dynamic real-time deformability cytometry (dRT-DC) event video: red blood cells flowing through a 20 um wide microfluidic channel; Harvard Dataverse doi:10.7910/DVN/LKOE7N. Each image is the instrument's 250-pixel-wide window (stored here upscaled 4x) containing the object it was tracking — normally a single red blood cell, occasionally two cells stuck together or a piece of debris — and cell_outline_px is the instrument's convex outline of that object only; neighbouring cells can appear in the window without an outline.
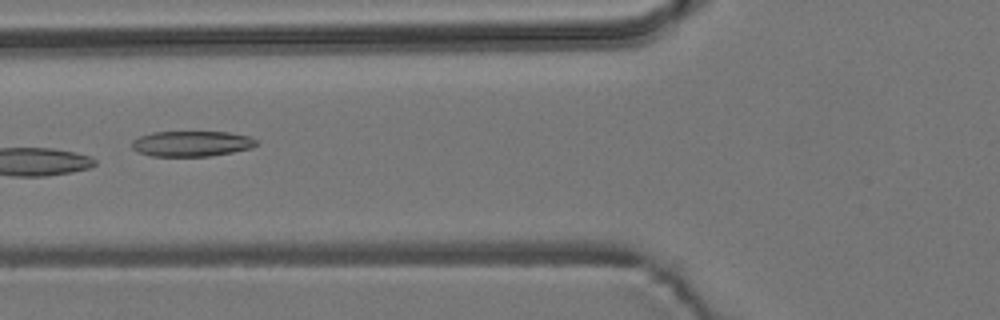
{"species": "common noctule bat (a hibernating species)", "species_latin": "Nyctalus noctula", "temperature_condition": "room temperature", "stored_images_in_passage": 8, "camera_frame_rate_fps": 3000, "um_per_image_px": 0.085, "animal": {"sex": "male", "body_mass_g": 19.2, "forearm_length_mm": 51.8}, "frame": {"image": 1, "passage_image": 5, "time_ms": 4.667, "image_size_px": [1000, 320], "cell_outline_px": [[260, 144], [252, 148], [232, 152], [208, 156], [152, 156], [136, 152], [132, 148], [132, 140], [140, 136], [152, 132], [228, 132], [248, 136], [260, 140]], "centroid_in_image_um": [16.32, 12.21], "position_along_channel_um": 109.5, "area_um2": 18.67}}
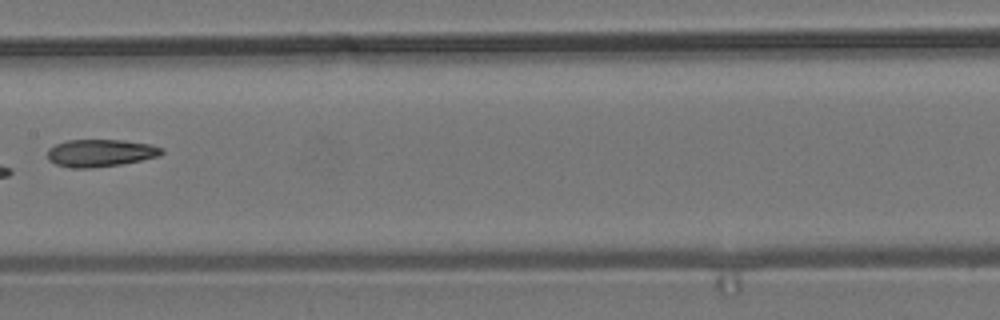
{"frame": {"image": 2, "passage_image": 7, "time_ms": 7.0, "image_size_px": [1000, 320], "cell_outline_px": [[164, 152], [160, 156], [120, 164], [88, 168], [72, 168], [56, 164], [48, 160], [48, 148], [56, 144], [68, 140], [124, 140], [148, 144], [164, 148]], "centroid_in_image_um": [8.53, 13.0], "position_along_channel_um": 198.9, "area_um2": 18.15}}
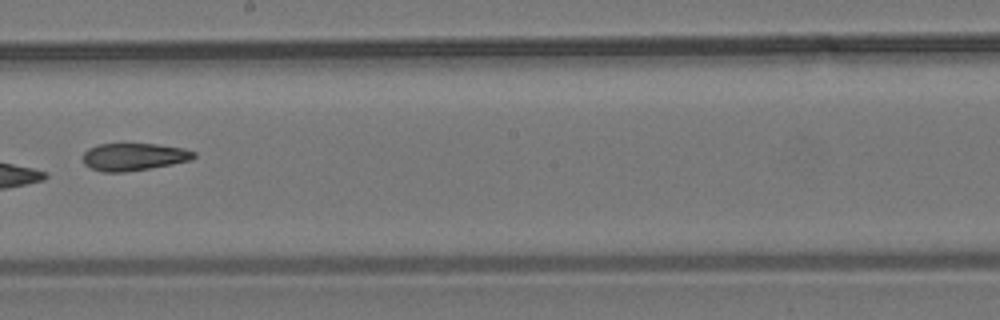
{"frame": {"image": 3, "passage_image": 8, "time_ms": 8.0, "image_size_px": [1000, 320], "cell_outline_px": [[196, 156], [192, 160], [172, 164], [124, 172], [104, 172], [92, 168], [84, 164], [84, 152], [88, 148], [100, 144], [156, 144], [184, 148], [196, 152]], "centroid_in_image_um": [11.41, 13.32], "position_along_channel_um": 236.8, "area_um2": 17.63}}